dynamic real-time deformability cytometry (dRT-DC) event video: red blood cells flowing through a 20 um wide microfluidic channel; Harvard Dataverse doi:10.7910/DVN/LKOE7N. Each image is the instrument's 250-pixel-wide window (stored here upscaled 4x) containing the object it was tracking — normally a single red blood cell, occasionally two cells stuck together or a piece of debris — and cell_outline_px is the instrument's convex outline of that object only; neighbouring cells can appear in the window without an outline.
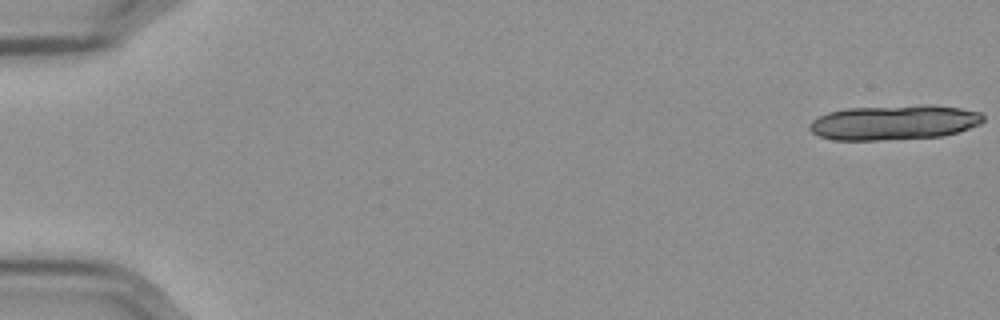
{"species": "Egyptian fruit bat (a non-hibernating species)", "species_latin": "Rousettus aegyptiacus", "temperature_condition": "cold", "stored_images_in_passage": 23, "camera_frame_rate_fps": 3000, "um_per_image_px": 0.085, "frame": {"image": 1, "passage_image": 1, "time_ms": 0.0, "image_size_px": [1000, 320], "cell_outline_px": [[984, 120], [980, 124], [944, 136], [880, 140], [832, 140], [820, 136], [812, 132], [808, 128], [808, 124], [812, 120], [828, 112], [848, 108], [960, 108], [980, 112], [984, 116]], "centroid_in_image_um": [75.91, 10.47], "position_along_channel_um": 9.1, "area_um2": 33.76}}
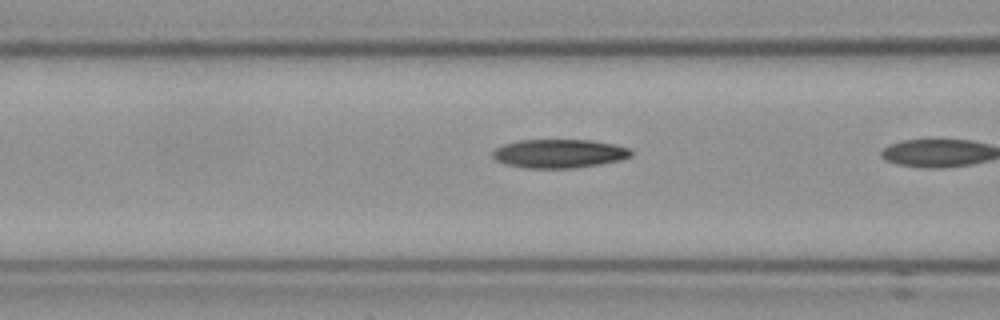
{"frame": {"image": 2, "passage_image": 22, "time_ms": 7.0, "image_size_px": [1000, 320], "cell_outline_px": [[632, 156], [620, 160], [572, 168], [524, 168], [504, 164], [496, 160], [492, 156], [492, 152], [496, 148], [504, 144], [520, 140], [592, 140], [616, 144], [632, 148]], "centroid_in_image_um": [47.54, 13.05], "position_along_channel_um": 119.1, "area_um2": 23.24}}